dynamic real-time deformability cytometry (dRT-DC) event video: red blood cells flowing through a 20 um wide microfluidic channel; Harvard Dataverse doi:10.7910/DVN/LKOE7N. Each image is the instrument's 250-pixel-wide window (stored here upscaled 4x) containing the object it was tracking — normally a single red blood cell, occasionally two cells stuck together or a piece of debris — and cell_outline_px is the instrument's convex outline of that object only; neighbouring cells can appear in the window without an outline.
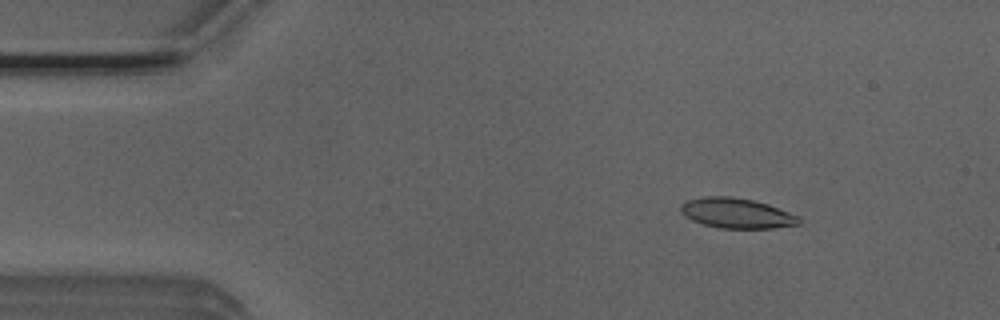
{"species": "Egyptian fruit bat (a non-hibernating species)", "species_latin": "Rousettus aegyptiacus", "temperature_condition": "room temperature", "stored_images_in_passage": 4, "camera_frame_rate_fps": 3000, "um_per_image_px": 0.085, "animal": {"sex": "male"}, "frame": {"image": 1, "passage_image": 1, "time_ms": 0.0, "image_size_px": [1000, 320], "cell_outline_px": [[800, 224], [772, 228], [720, 228], [704, 224], [692, 220], [684, 216], [680, 212], [680, 204], [688, 200], [704, 196], [732, 196], [752, 200], [768, 204], [800, 216]], "centroid_in_image_um": [62.6, 18.11], "position_along_channel_um": 22.4, "area_um2": 20.81}}